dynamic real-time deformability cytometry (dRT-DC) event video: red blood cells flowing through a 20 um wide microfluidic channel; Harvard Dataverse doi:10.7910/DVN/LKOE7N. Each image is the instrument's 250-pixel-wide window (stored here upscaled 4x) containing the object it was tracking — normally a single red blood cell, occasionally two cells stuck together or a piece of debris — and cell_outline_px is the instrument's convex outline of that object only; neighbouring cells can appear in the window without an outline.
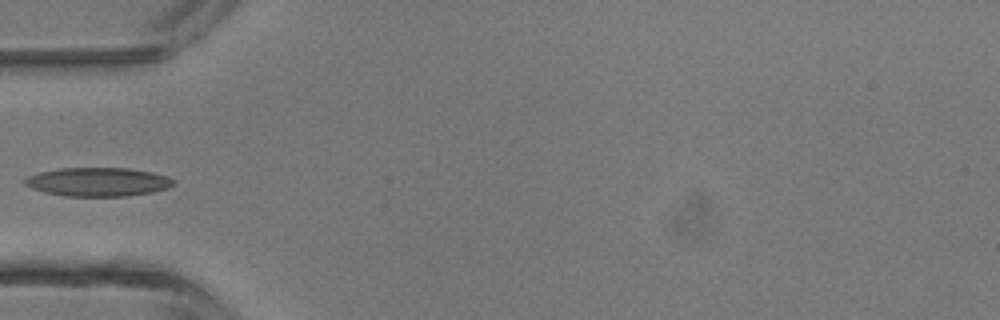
{"species": "common noctule bat (a hibernating species)", "species_latin": "Nyctalus noctula", "temperature_condition": "room temperature", "stored_images_in_passage": 4, "camera_frame_rate_fps": 3000, "um_per_image_px": 0.085, "animal": {"sex": "male", "body_mass_g": 13.3}, "frame": {"image": 1, "passage_image": 4, "time_ms": 1.0, "image_size_px": [1000, 320], "cell_outline_px": [[176, 184], [168, 188], [152, 192], [128, 196], [64, 196], [44, 192], [32, 188], [24, 184], [24, 180], [28, 176], [40, 172], [60, 168], [128, 168], [152, 172], [168, 176]], "centroid_in_image_um": [8.34, 15.46], "position_along_channel_um": 76.7, "area_um2": 24.91}}